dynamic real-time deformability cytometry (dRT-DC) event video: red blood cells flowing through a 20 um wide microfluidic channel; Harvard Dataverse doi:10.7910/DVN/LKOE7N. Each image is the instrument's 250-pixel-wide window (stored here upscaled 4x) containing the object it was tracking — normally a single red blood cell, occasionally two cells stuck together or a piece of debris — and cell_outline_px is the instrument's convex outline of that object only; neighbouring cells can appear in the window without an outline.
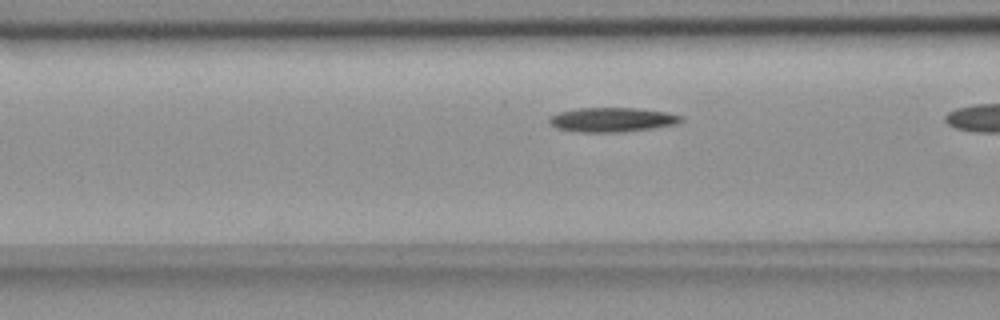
{"species": "common noctule bat (a hibernating species)", "species_latin": "Nyctalus noctula", "temperature_condition": "room temperature", "stored_images_in_passage": 17, "camera_frame_rate_fps": 3000, "um_per_image_px": 0.085, "animal": {"sex": "female", "body_mass_g": 18.4}, "frame": {"image": 1, "passage_image": 14, "time_ms": 4.333, "image_size_px": [1000, 320], "cell_outline_px": [[684, 120], [676, 124], [652, 128], [624, 132], [576, 132], [556, 128], [548, 124], [548, 116], [560, 112], [576, 108], [636, 108], [668, 112], [684, 116]], "centroid_in_image_um": [52.01, 10.18], "position_along_channel_um": 114.6, "area_um2": 19.02}}